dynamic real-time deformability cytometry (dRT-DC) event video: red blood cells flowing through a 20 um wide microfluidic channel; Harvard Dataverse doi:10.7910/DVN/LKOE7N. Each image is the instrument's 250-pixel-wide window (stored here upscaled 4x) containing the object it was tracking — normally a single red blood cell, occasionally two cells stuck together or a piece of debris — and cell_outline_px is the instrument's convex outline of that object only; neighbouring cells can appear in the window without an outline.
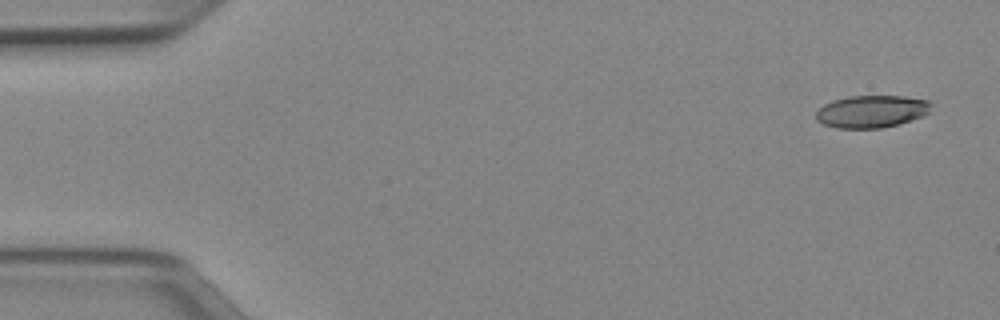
{"species": "Egyptian fruit bat (a non-hibernating species)", "species_latin": "Rousettus aegyptiacus", "temperature_condition": "cold", "stored_images_in_passage": 14, "camera_frame_rate_fps": 3000, "um_per_image_px": 0.085, "animal": {"sex": "female"}, "frame": {"image": 1, "passage_image": 3, "time_ms": 0.667, "image_size_px": [1000, 320], "cell_outline_px": [[932, 104], [928, 112], [924, 116], [896, 124], [880, 128], [836, 128], [824, 124], [816, 120], [816, 112], [824, 104], [832, 100], [848, 96], [904, 96], [928, 100]], "centroid_in_image_um": [74.07, 9.46], "position_along_channel_um": 10.9, "area_um2": 21.68}}